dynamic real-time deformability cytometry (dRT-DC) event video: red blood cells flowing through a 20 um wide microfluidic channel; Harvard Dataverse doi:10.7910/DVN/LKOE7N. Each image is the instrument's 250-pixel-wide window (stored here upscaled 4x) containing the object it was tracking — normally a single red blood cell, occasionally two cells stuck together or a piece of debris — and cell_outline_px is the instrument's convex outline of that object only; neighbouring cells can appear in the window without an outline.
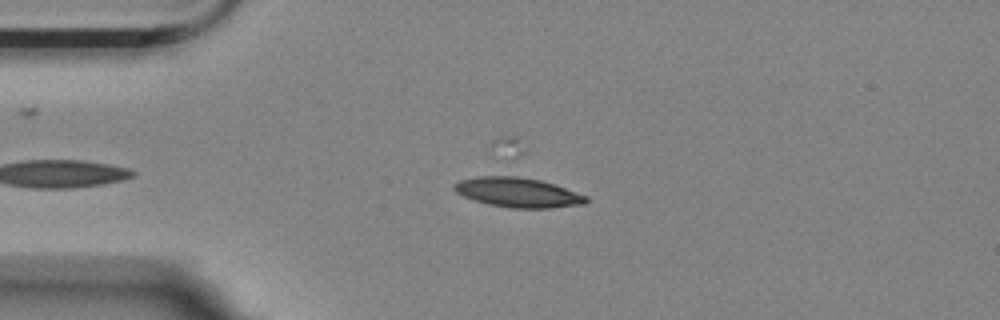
{"species": "Egyptian fruit bat (a non-hibernating species)", "species_latin": "Rousettus aegyptiacus", "temperature_condition": "room temperature", "stored_images_in_passage": 35, "camera_frame_rate_fps": 3000, "um_per_image_px": 0.085, "animal": {"sex": "female"}, "frame": {"image": 1, "passage_image": 10, "time_ms": 3.0, "image_size_px": [1000, 320], "cell_outline_px": [[588, 200], [584, 204], [552, 208], [512, 208], [488, 204], [464, 196], [456, 192], [452, 188], [452, 184], [460, 180], [476, 176], [516, 176], [540, 180], [588, 196]], "centroid_in_image_um": [43.99, 16.36], "position_along_channel_um": 41.0, "area_um2": 22.66}}
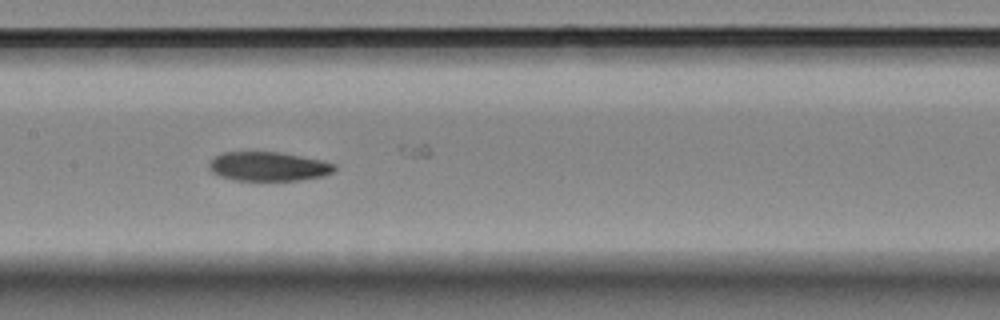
{"frame": {"image": 2, "passage_image": 24, "time_ms": 7.667, "image_size_px": [1000, 320], "cell_outline_px": [[336, 168], [332, 172], [324, 176], [300, 180], [236, 180], [220, 176], [212, 172], [208, 168], [208, 164], [216, 156], [224, 152], [280, 152], [320, 160], [336, 164]], "centroid_in_image_um": [22.82, 14.15], "position_along_channel_um": 184.6, "area_um2": 21.15}}
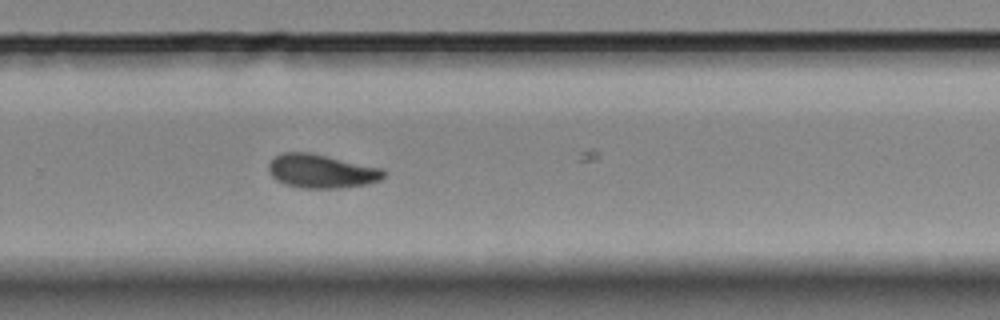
{"frame": {"image": 3, "passage_image": 34, "time_ms": 11.0, "image_size_px": [1000, 320], "cell_outline_px": [[384, 176], [380, 180], [368, 184], [340, 188], [300, 188], [284, 184], [276, 180], [268, 172], [268, 164], [276, 156], [284, 152], [308, 152], [380, 168], [384, 172]], "centroid_in_image_um": [27.27, 14.56], "position_along_channel_um": 302.5, "area_um2": 22.43}}